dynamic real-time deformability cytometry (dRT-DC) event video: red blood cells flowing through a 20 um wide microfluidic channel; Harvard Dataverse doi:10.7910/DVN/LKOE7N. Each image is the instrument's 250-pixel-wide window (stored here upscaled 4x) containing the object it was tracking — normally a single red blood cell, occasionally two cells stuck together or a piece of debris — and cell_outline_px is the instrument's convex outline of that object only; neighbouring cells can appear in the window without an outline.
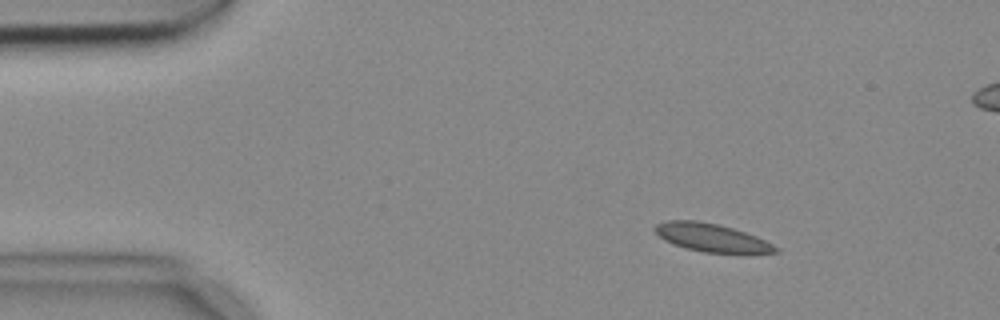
{"species": "common noctule bat (a hibernating species)", "species_latin": "Nyctalus noctula", "temperature_condition": "cold", "stored_images_in_passage": 5, "camera_frame_rate_fps": 3000, "um_per_image_px": 0.085, "animal": {"sex": "female", "body_mass_g": 18.4}, "frame": {"image": 1, "passage_image": 2, "time_ms": 0.333, "image_size_px": [1000, 320], "cell_outline_px": [[780, 252], [704, 252], [672, 244], [664, 240], [652, 228], [656, 224], [664, 220], [696, 220], [716, 224], [732, 228], [756, 236], [780, 248]], "centroid_in_image_um": [60.42, 20.18], "position_along_channel_um": 24.6, "area_um2": 19.36}}